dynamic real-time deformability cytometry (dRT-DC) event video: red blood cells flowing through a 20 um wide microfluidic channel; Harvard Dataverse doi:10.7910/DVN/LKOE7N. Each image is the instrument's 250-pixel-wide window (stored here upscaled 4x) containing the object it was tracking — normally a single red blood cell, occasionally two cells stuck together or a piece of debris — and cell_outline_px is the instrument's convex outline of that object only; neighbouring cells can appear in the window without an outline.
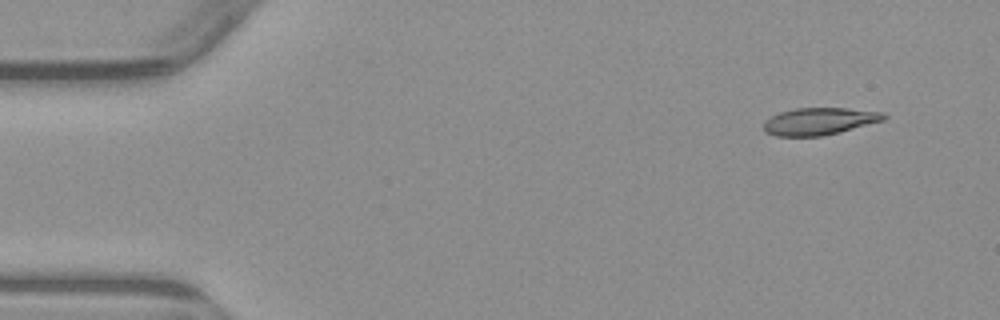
{"species": "common noctule bat (a hibernating species)", "species_latin": "Nyctalus noctula", "temperature_condition": "warm", "stored_images_in_passage": 4, "camera_frame_rate_fps": 3000, "um_per_image_px": 0.085, "animal": {"sex": "male", "body_mass_g": 23.1, "forearm_length_mm": 52.7}, "frame": {"image": 1, "passage_image": 1, "time_ms": 0.0, "image_size_px": [1000, 320], "cell_outline_px": [[888, 116], [884, 120], [840, 132], [820, 136], [776, 136], [764, 132], [764, 120], [780, 112], [796, 108], [848, 108], [884, 112]], "centroid_in_image_um": [69.65, 10.3], "position_along_channel_um": 15.3, "area_um2": 19.07}}
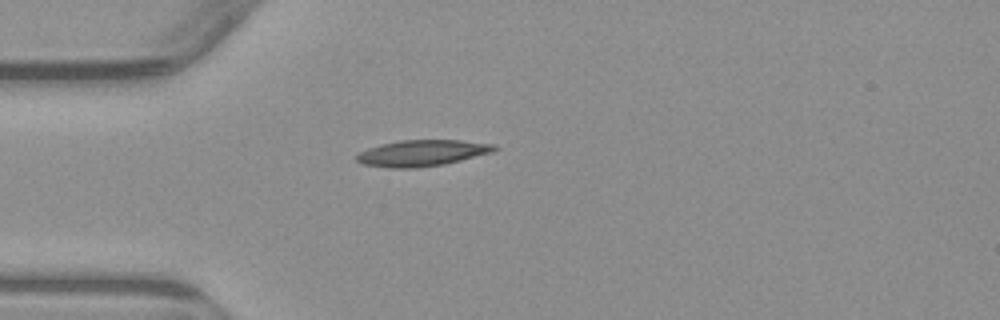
{"frame": {"image": 2, "passage_image": 3, "time_ms": 3.333, "image_size_px": [1000, 320], "cell_outline_px": [[500, 148], [492, 152], [444, 164], [416, 168], [388, 168], [360, 164], [356, 160], [356, 156], [360, 152], [368, 148], [380, 144], [400, 140], [460, 140], [496, 144]], "centroid_in_image_um": [35.86, 13.01], "position_along_channel_um": 49.1, "area_um2": 21.15}}